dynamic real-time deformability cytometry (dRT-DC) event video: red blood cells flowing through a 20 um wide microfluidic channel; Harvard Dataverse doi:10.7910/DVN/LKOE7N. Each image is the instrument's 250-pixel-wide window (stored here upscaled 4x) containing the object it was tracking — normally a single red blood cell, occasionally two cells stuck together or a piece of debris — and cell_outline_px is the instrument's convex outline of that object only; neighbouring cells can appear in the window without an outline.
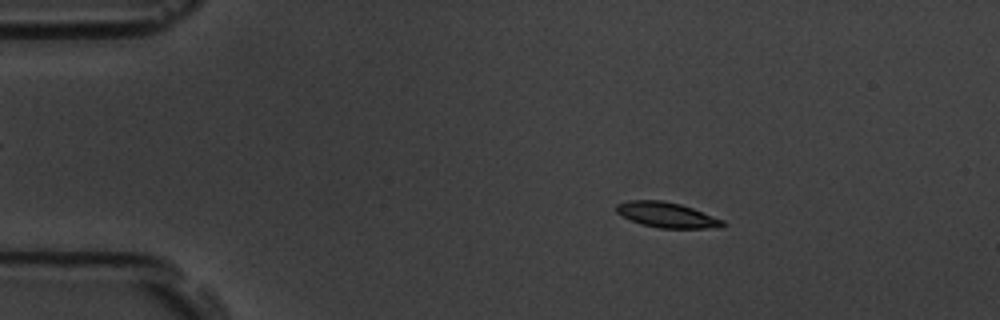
{"species": "common noctule bat (a hibernating species)", "species_latin": "Nyctalus noctula", "temperature_condition": "room temperature", "stored_images_in_passage": 48, "camera_frame_rate_fps": 3000, "um_per_image_px": 0.085, "animal": {"sex": "male", "body_mass_g": 19.5, "forearm_length_mm": 54.6}, "frame": {"image": 1, "passage_image": 1, "time_ms": 0.0, "image_size_px": [1000, 320], "cell_outline_px": [[728, 224], [724, 228], [660, 228], [640, 224], [616, 212], [616, 204], [628, 200], [664, 200], [680, 204], [692, 208], [724, 220]], "centroid_in_image_um": [56.73, 18.27], "position_along_channel_um": 28.3, "area_um2": 15.78}}
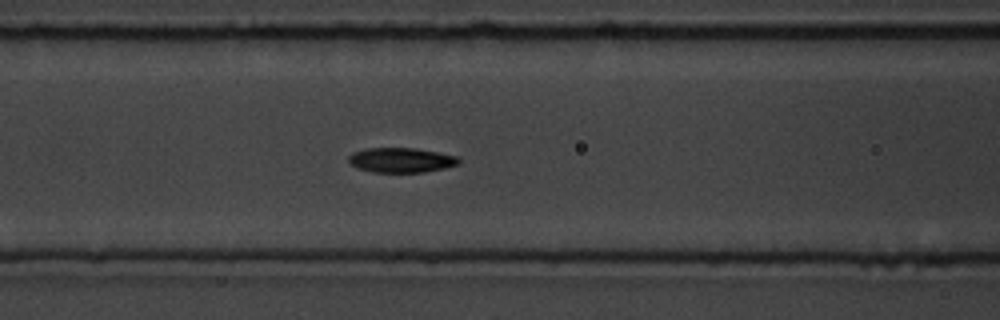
{"frame": {"image": 2, "passage_image": 15, "time_ms": 4.667, "image_size_px": [1000, 320], "cell_outline_px": [[460, 164], [444, 168], [424, 172], [372, 172], [356, 168], [348, 160], [348, 156], [352, 152], [364, 148], [416, 148], [456, 156], [460, 160]], "centroid_in_image_um": [34.06, 13.6], "position_along_channel_um": 132.5, "area_um2": 15.95}}
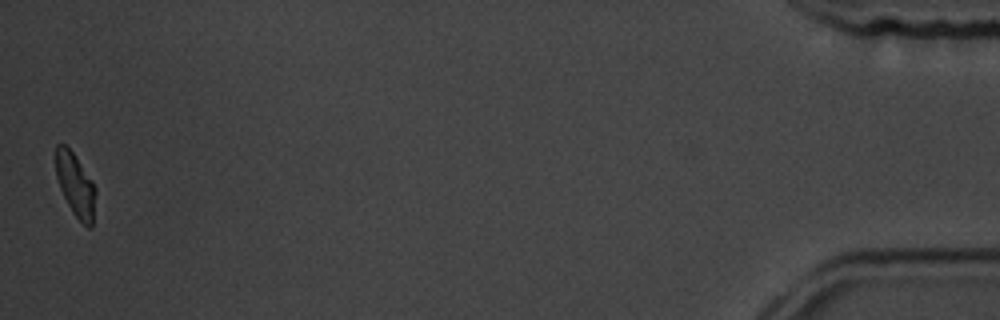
{"frame": {"image": 3, "passage_image": 48, "time_ms": 15.667, "image_size_px": [1000, 320], "cell_outline_px": [[96, 192], [92, 228], [88, 228], [72, 212], [60, 188], [56, 176], [56, 144], [64, 144], [72, 152], [92, 180], [96, 188]], "centroid_in_image_um": [6.43, 15.74], "position_along_channel_um": 428.8, "area_um2": 14.51}, "authors_computed_cell_mechanics": {"area_um2": 15.895, "velocity_mm_per_s": 3.5495, "shape_relaxation_time_tau1_ms": null, "shape_relaxation_time_tau2_ms": 3.6803, "deformation_change_tau1": null, "deformation_change_tau2": 0.0847}}